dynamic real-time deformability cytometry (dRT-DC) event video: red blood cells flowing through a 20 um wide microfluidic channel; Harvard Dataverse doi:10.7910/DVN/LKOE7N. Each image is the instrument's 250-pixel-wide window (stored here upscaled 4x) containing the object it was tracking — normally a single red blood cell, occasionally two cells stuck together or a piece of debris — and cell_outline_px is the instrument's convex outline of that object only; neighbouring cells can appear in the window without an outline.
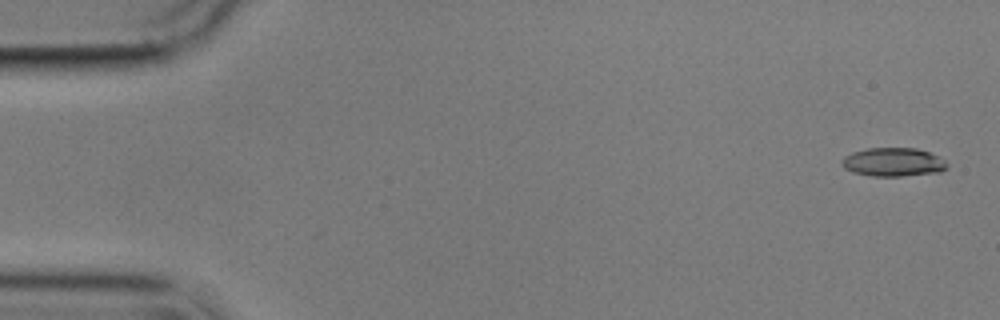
{"species": "common noctule bat (a hibernating species)", "species_latin": "Nyctalus noctula", "temperature_condition": "cold", "stored_images_in_passage": 4, "camera_frame_rate_fps": 3000, "um_per_image_px": 0.085, "animal": {"sex": "male", "body_mass_g": 17.9}, "frame": {"image": 1, "passage_image": 1, "time_ms": 0.0, "image_size_px": [1000, 320], "cell_outline_px": [[948, 168], [940, 172], [900, 176], [872, 176], [852, 172], [844, 168], [840, 164], [844, 156], [852, 152], [868, 148], [916, 148], [940, 156], [948, 164]], "centroid_in_image_um": [75.92, 13.78], "position_along_channel_um": 9.1, "area_um2": 17.69}}
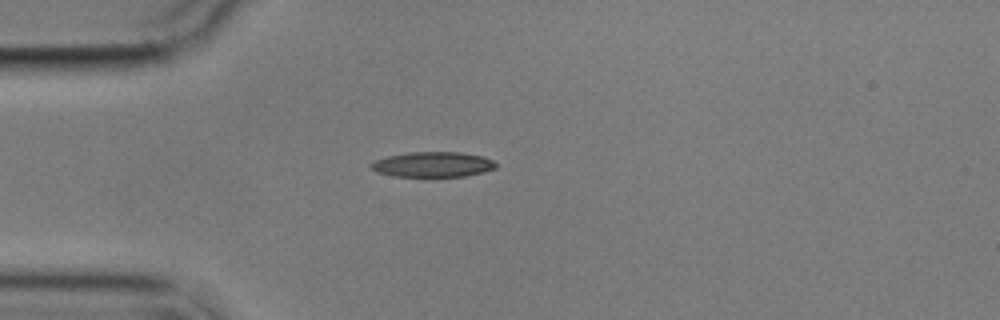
{"frame": {"image": 2, "passage_image": 4, "time_ms": 4.333, "image_size_px": [1000, 320], "cell_outline_px": [[496, 168], [484, 172], [464, 176], [392, 176], [376, 172], [368, 164], [376, 160], [388, 156], [408, 152], [460, 152], [480, 156], [492, 160], [496, 164]], "centroid_in_image_um": [36.77, 13.98], "position_along_channel_um": 48.2, "area_um2": 18.21}}